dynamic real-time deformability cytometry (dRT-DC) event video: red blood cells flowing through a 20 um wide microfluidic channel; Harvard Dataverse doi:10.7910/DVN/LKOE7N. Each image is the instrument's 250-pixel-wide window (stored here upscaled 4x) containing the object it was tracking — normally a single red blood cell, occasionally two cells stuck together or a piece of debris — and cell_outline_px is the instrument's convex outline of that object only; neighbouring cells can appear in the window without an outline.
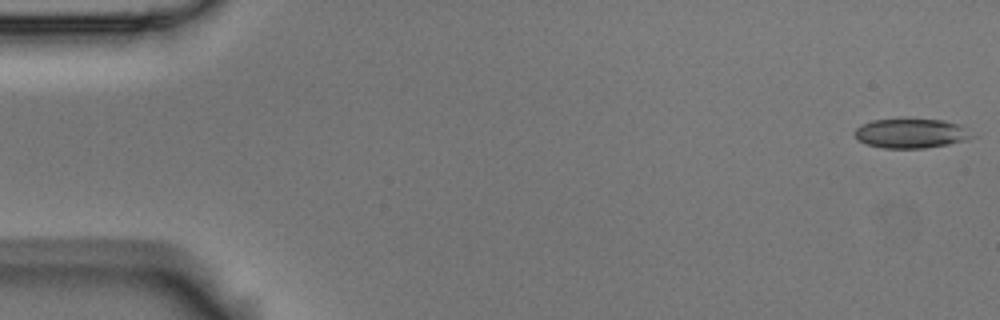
{"species": "Egyptian fruit bat (a non-hibernating species)", "species_latin": "Rousettus aegyptiacus", "temperature_condition": "room temperature", "stored_images_in_passage": 17, "camera_frame_rate_fps": 3000, "um_per_image_px": 0.085, "animal": {"sex": "male"}, "frame": {"image": 1, "passage_image": 1, "time_ms": 0.0, "image_size_px": [1000, 320], "cell_outline_px": [[976, 136], [968, 140], [948, 144], [924, 148], [884, 148], [864, 144], [856, 140], [856, 128], [860, 124], [872, 120], [944, 120], [960, 124]], "centroid_in_image_um": [77.45, 11.35], "position_along_channel_um": 7.6, "area_um2": 20.11}}
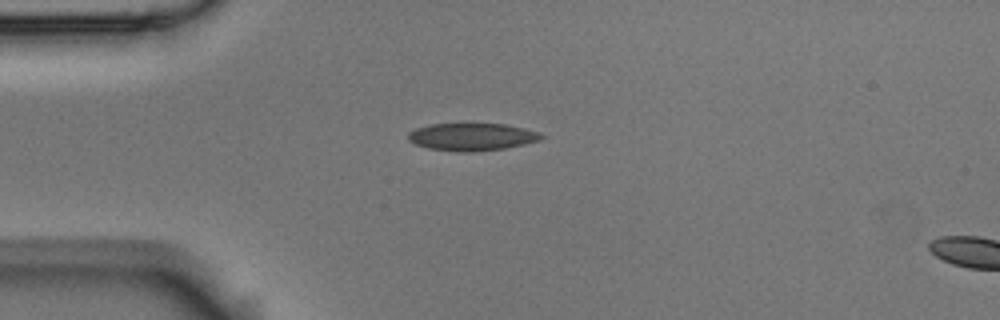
{"frame": {"image": 2, "passage_image": 14, "time_ms": 4.333, "image_size_px": [1000, 320], "cell_outline_px": [[544, 136], [540, 140], [524, 144], [504, 148], [472, 152], [456, 152], [428, 148], [416, 144], [408, 140], [408, 132], [416, 128], [432, 124], [504, 124], [524, 128], [540, 132]], "centroid_in_image_um": [40.11, 11.63], "position_along_channel_um": 44.9, "area_um2": 21.27}}